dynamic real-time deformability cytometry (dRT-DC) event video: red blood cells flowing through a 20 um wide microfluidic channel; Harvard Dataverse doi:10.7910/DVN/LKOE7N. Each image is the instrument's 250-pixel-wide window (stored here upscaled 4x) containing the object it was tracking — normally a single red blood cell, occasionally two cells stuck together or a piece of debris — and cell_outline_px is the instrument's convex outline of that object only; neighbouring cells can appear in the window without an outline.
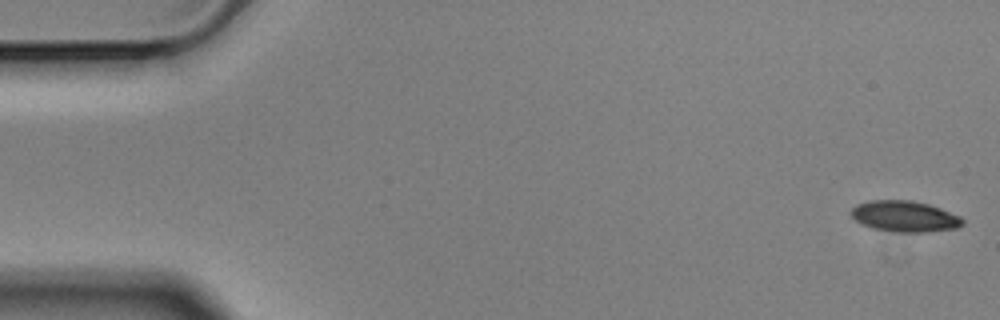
{"species": "Egyptian fruit bat (a non-hibernating species)", "species_latin": "Rousettus aegyptiacus", "temperature_condition": "cold", "stored_images_in_passage": 15, "camera_frame_rate_fps": 3000, "um_per_image_px": 0.085, "animal": {"sex": "male"}, "frame": {"image": 1, "passage_image": 1, "time_ms": 0.0, "image_size_px": [1000, 320], "cell_outline_px": [[964, 224], [956, 228], [924, 232], [896, 232], [872, 228], [856, 220], [848, 212], [856, 204], [872, 200], [912, 200], [928, 204], [940, 208], [960, 216], [964, 220]], "centroid_in_image_um": [76.89, 18.38], "position_along_channel_um": 8.1, "area_um2": 20.11}}
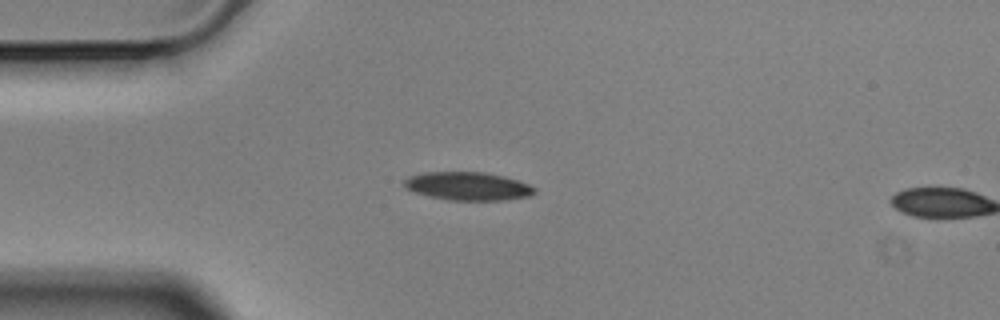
{"frame": {"image": 2, "passage_image": 14, "time_ms": 4.333, "image_size_px": [1000, 320], "cell_outline_px": [[536, 192], [528, 196], [504, 200], [448, 200], [428, 196], [404, 188], [404, 180], [408, 176], [424, 172], [484, 172], [504, 176], [528, 184], [536, 188]], "centroid_in_image_um": [39.75, 15.82], "position_along_channel_um": 45.3, "area_um2": 21.44}}